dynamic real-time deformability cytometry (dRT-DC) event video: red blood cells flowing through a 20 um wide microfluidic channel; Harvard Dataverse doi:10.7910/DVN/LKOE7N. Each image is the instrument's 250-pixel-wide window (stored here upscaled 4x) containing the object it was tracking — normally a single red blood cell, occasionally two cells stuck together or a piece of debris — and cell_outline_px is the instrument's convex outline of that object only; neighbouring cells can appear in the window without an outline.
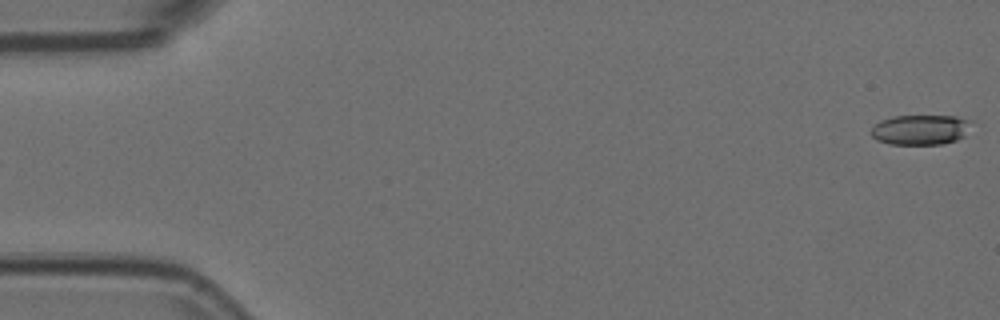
{"species": "Egyptian fruit bat (a non-hibernating species)", "species_latin": "Rousettus aegyptiacus", "temperature_condition": "room temperature", "stored_images_in_passage": 54, "camera_frame_rate_fps": 3000, "um_per_image_px": 0.085, "animal": {"sex": "female"}, "frame": {"image": 1, "passage_image": 1, "time_ms": 0.0, "image_size_px": [1000, 320], "cell_outline_px": [[972, 120], [964, 136], [956, 140], [944, 144], [888, 144], [876, 140], [868, 132], [880, 120], [892, 116], [956, 116]], "centroid_in_image_um": [78.21, 11.03], "position_along_channel_um": 6.8, "area_um2": 17.69}}
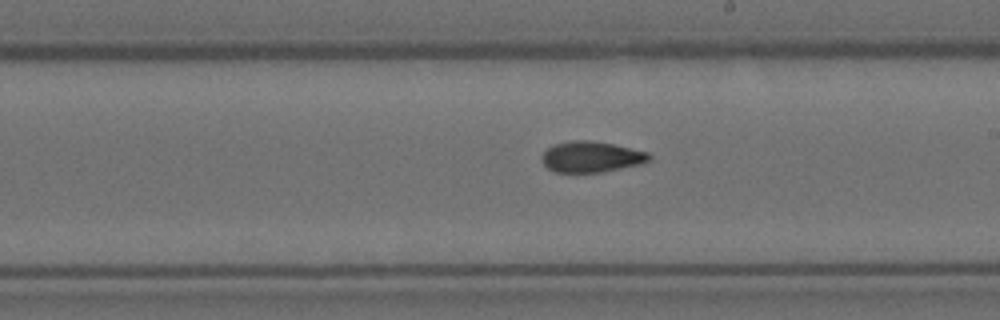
{"frame": {"image": 2, "passage_image": 31, "time_ms": 10.0, "image_size_px": [1000, 320], "cell_outline_px": [[652, 160], [640, 164], [600, 172], [552, 172], [540, 160], [544, 152], [548, 148], [556, 144], [572, 140], [588, 140], [612, 144], [648, 152], [652, 156]], "centroid_in_image_um": [50.26, 13.33], "position_along_channel_um": 238.7, "area_um2": 19.19}}
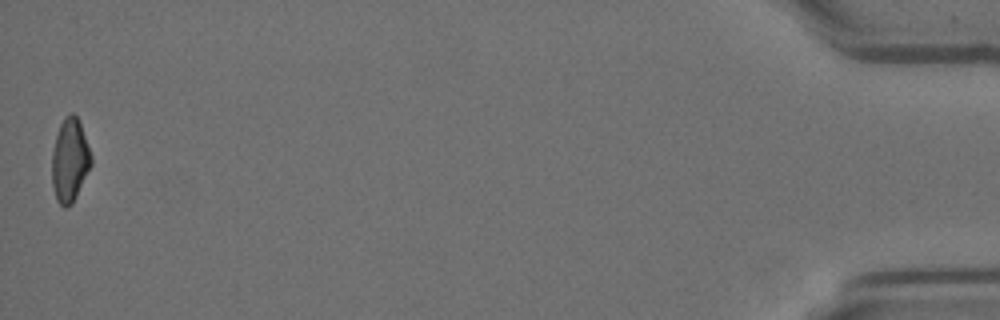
{"frame": {"image": 3, "passage_image": 54, "time_ms": 17.667, "image_size_px": [1000, 320], "cell_outline_px": [[92, 164], [72, 204], [68, 208], [64, 208], [56, 200], [52, 184], [52, 152], [56, 136], [60, 124], [64, 116], [72, 112], [80, 120], [92, 156]], "centroid_in_image_um": [5.94, 13.61], "position_along_channel_um": 429.3, "area_um2": 19.25}, "authors_computed_cell_mechanics": {"area_um2": 19.2185, "velocity_mm_per_s": 3.7589, "shape_relaxation_time_tau1_ms": 7.8587, "shape_relaxation_time_tau2_ms": 2.8144, "deformation_change_tau1": 0.2034, "deformation_change_tau2": 0.0983}}